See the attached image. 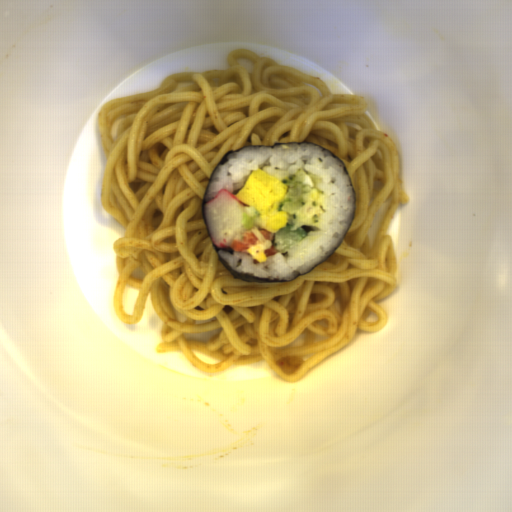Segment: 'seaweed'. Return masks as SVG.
<instances>
[{
    "label": "seaweed",
    "instance_id": "seaweed-1",
    "mask_svg": "<svg viewBox=\"0 0 512 512\" xmlns=\"http://www.w3.org/2000/svg\"><path fill=\"white\" fill-rule=\"evenodd\" d=\"M292 143H302V144L316 145V146H318V147L322 148L323 150H325V151L329 152L330 154H332L333 156H335V157H336V158H338L339 160H341V159H340V157H339L338 155H336L335 153L331 152V151H330V150H328L327 148H325V147H323V146H321V145H318V144H316V143H314V142H297V141H296V142H274V144L244 145V146H242V147H276L278 144H292ZM242 147H241V148H242ZM241 148L236 149V150H232V151H227V152L224 154V156L219 160V162L215 165V167H214V169H213V171H212V173H211V175H210V177H209L208 184H207V187H206V190H205V194H204V197H203L202 208H201V213H202V217H203V221H204V224H205V227H206V231H207L208 237H209V239H210V242H211V244H212V246H213V249H214V251H215V254H216L217 258H218V259H219V261L223 264V266L227 269V271H228L231 275H233L236 279L242 280V281L247 282V283H254V284H261V285H262V284H275V283H288V282H290V281H292V280H294V279H296V278L300 277L301 275L305 274L306 272H305V273H302V274H299V275H298V276H296L294 279H288V280H282V281H271V280L266 279V278H264V277L251 276V275H248V274H244V273H241V272L235 271V270H233L232 268H230V267H229V265L225 262V260H224L220 255H218V254L216 253V252L219 250V251H226V252H228V253H230V254H233V253H234V250L231 248V246H230V248H223V249H222V248H219V247H215V245H214V243H213V241H212V239H211V237H210V235H209L208 228H207V224H206V220H205V214H204V203H205V199H206V194H207V192H208L209 186H210V184H211V181H212V179H213L214 173H215V171H216V169H217L218 165H219V164H225V163L228 161L226 157H227L230 153L237 152V151H238V150H240ZM341 161H342V160H341ZM342 163H343V165H344V167H345L346 173H347V175H348V177H349V179H350V182H351V184H352V186H353V192H354V205H355V215H354V217H353V219H352V221H351V223H350V225H349V227H348V229H347L346 233L344 234L343 238L341 239V241H340L339 245L336 247V249L333 251V253H332V254H331L327 259H329V258H330V257H331V256H332V255L337 251V249L341 246V244L343 243V241H344V239H345V237H346V235H347L348 231L350 230V228H351L352 224L354 223V221H355V219H356V217H357L356 193H355V189H354L353 181H352V178H351V175H350V172H349L348 167L345 165V163H344L343 161H342ZM327 259H326V260H327ZM326 260H324V261H326ZM324 261H323V262H324ZM321 263H322V262H321ZM321 263H320V264H321ZM318 265H319V264H318ZM318 265H317V266H318ZM315 267H316V266H315ZM313 268H314V267H313ZM313 268H312V269H313ZM310 270H311V269H310ZM310 270H308V271H310ZM308 271H307V272H308Z\"/></svg>",
    "mask_w": 512,
    "mask_h": 512
}]
</instances>
